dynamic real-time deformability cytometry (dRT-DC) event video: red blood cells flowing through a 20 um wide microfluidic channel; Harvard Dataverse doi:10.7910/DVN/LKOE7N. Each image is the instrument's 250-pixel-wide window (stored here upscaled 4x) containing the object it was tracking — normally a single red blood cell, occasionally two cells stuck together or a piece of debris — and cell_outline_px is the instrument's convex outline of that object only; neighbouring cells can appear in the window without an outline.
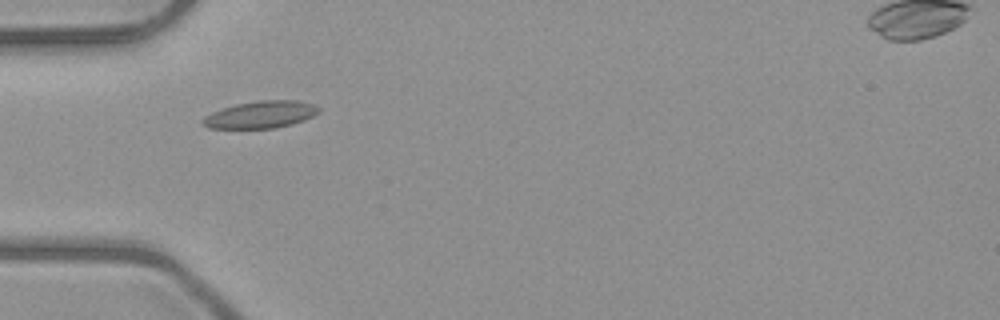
{"species": "common noctule bat (a hibernating species)", "species_latin": "Nyctalus noctula", "temperature_condition": "room temperature", "stored_images_in_passage": 4, "camera_frame_rate_fps": 3000, "um_per_image_px": 0.085, "animal": {"sex": "male", "body_mass_g": 23.1, "forearm_length_mm": 52.7}, "frame": {"image": 1, "passage_image": 1, "time_ms": 0.0, "image_size_px": [1000, 320], "cell_outline_px": [[320, 112], [304, 120], [292, 124], [276, 128], [208, 128], [200, 120], [204, 116], [220, 108], [236, 104], [260, 100], [296, 100], [312, 104], [320, 108]], "centroid_in_image_um": [22.14, 9.74], "position_along_channel_um": 62.9, "area_um2": 18.38}}